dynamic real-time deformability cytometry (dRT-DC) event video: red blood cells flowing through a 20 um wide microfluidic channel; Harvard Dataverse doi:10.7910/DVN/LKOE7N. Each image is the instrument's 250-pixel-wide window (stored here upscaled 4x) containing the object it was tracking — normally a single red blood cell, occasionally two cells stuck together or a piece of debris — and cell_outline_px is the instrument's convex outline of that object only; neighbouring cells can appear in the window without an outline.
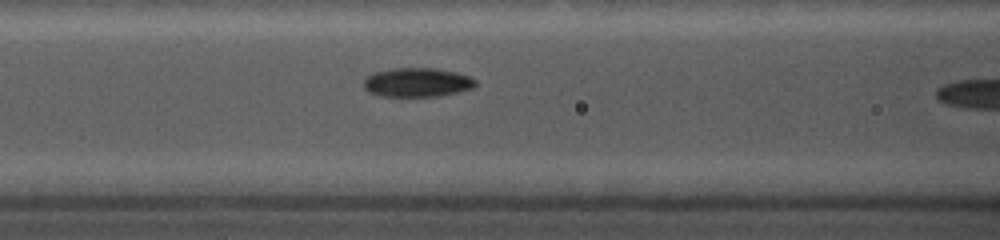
{"species": "common noctule bat (a hibernating species)", "species_latin": "Nyctalus noctula", "temperature_condition": "cold", "stored_images_in_passage": 9, "camera_frame_rate_fps": 5000, "um_per_image_px": 0.085, "animal": {"sex": "female", "body_mass_g": 19.0, "forearm_length_mm": 56.7}, "frame": {"image": 1, "passage_image": 8, "time_ms": 4.8, "image_size_px": [1000, 240], "cell_outline_px": [[476, 84], [472, 88], [440, 96], [380, 96], [368, 92], [364, 88], [364, 80], [372, 72], [392, 68], [436, 68], [456, 72], [468, 76], [476, 80]], "centroid_in_image_um": [35.43, 6.99], "position_along_channel_um": 131.2, "area_um2": 18.96}}